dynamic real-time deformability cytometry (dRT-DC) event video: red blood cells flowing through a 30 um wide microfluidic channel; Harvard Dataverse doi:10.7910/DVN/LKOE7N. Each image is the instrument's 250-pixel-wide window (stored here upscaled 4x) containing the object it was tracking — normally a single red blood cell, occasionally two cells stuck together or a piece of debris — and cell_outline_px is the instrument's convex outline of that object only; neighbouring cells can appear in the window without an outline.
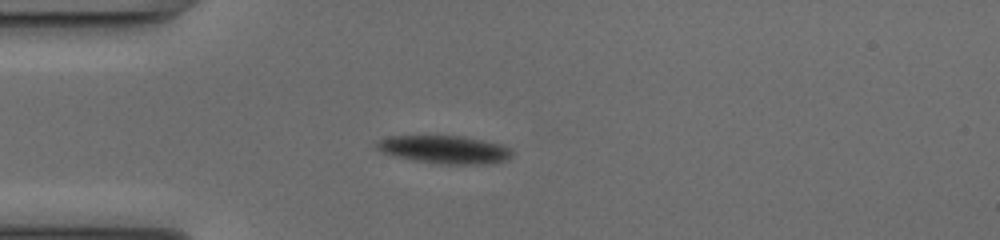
{"species": "common noctule bat (a hibernating species)", "species_latin": "Nyctalus noctula", "temperature_condition": "cold", "stored_images_in_passage": 46, "camera_frame_rate_fps": 3000, "um_per_image_px": 0.085, "animal": {"sex": "female", "body_mass_g": 17.0, "forearm_length_mm": 48.0}, "frame": {"image": 1, "passage_image": 8, "time_ms": 2.333, "image_size_px": [1000, 240], "cell_outline_px": [[512, 152], [508, 156], [500, 160], [468, 164], [448, 164], [416, 160], [384, 152], [376, 144], [380, 140], [392, 136], [464, 136], [500, 144], [508, 148]], "centroid_in_image_um": [37.77, 12.68], "position_along_channel_um": 47.2, "area_um2": 20.81}}
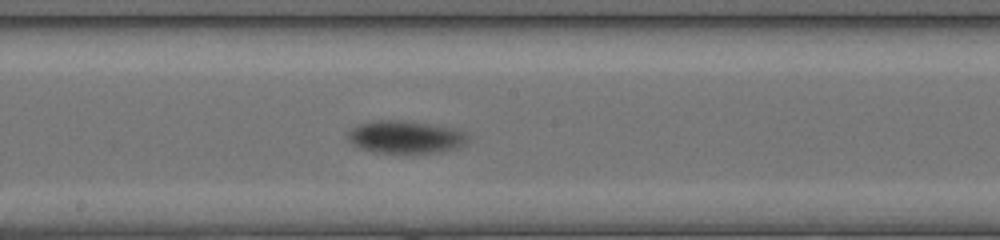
{"frame": {"image": 2, "passage_image": 22, "time_ms": 7.0, "image_size_px": [1000, 240], "cell_outline_px": [[468, 136], [464, 144], [456, 148], [440, 152], [372, 152], [360, 148], [348, 140], [348, 132], [352, 128], [360, 124], [372, 120], [404, 120], [428, 124], [448, 128], [460, 132]], "centroid_in_image_um": [34.39, 11.64], "position_along_channel_um": 213.8, "area_um2": 22.25}}
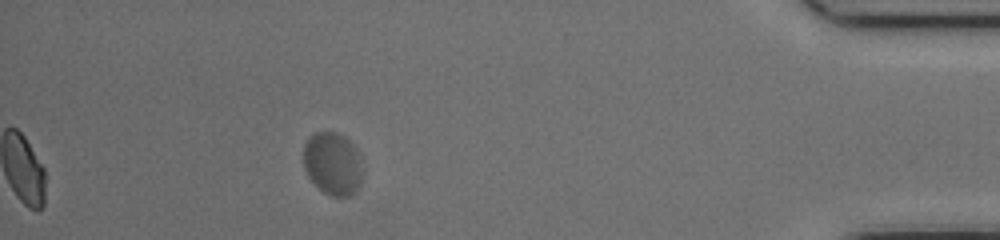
{"frame": {"image": 3, "passage_image": 41, "time_ms": 13.333, "image_size_px": [1000, 240], "cell_outline_px": [[360, 184], [356, 192], [348, 196], [328, 196], [308, 176], [304, 168], [304, 144], [308, 136], [316, 132], [336, 132], [344, 136], [356, 148], [360, 172]], "centroid_in_image_um": [28.24, 13.9], "position_along_channel_um": 407.0, "area_um2": 21.27}, "authors_computed_cell_mechanics": {"area_um2": 21.4727, "velocity_mm_per_s": 3.9117, "shape_relaxation_time_tau1_ms": 2.2277, "shape_relaxation_time_tau2_ms": null, "deformation_change_tau1": 0.0687, "deformation_change_tau2": null}}